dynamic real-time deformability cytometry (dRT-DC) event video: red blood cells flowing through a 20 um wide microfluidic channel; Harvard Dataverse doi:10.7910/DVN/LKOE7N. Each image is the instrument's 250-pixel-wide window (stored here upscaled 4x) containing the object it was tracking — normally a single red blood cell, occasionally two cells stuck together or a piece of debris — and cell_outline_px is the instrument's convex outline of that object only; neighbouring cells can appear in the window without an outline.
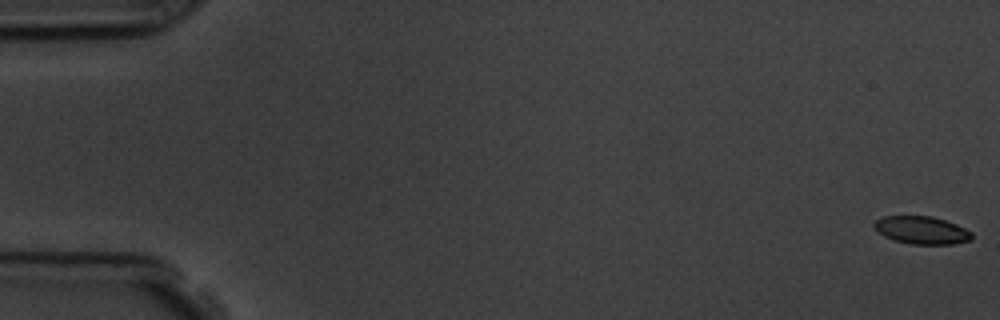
{"species": "common noctule bat (a hibernating species)", "species_latin": "Nyctalus noctula", "temperature_condition": "room temperature", "stored_images_in_passage": 18, "camera_frame_rate_fps": 3000, "um_per_image_px": 0.085, "animal": {"sex": "male", "body_mass_g": 19.5, "forearm_length_mm": 54.6}, "frame": {"image": 1, "passage_image": 1, "time_ms": 0.0, "image_size_px": [1000, 320], "cell_outline_px": [[972, 240], [952, 244], [912, 244], [896, 240], [884, 236], [872, 224], [876, 220], [884, 216], [932, 216], [956, 224], [972, 232]], "centroid_in_image_um": [78.37, 19.56], "position_along_channel_um": 6.6, "area_um2": 15.61}}